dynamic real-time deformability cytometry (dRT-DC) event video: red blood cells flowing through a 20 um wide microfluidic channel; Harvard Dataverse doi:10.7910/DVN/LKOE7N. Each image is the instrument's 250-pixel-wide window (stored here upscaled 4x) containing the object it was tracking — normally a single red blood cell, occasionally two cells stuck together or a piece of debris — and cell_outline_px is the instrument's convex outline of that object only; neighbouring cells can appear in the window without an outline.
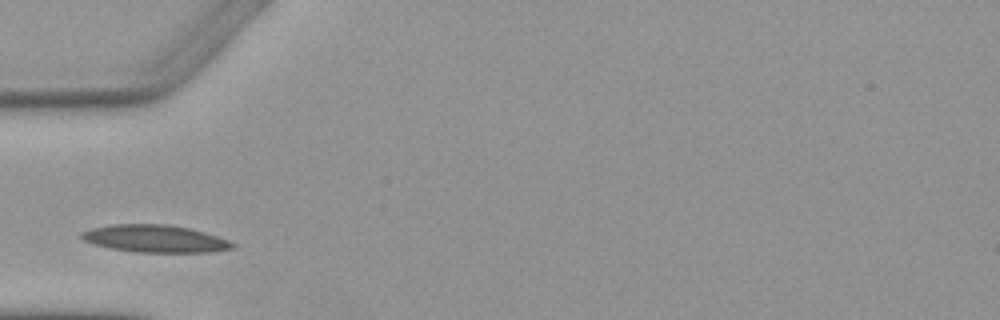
{"species": "Egyptian fruit bat (a non-hibernating species)", "species_latin": "Rousettus aegyptiacus", "temperature_condition": "warm", "stored_images_in_passage": 4, "camera_frame_rate_fps": 3000, "um_per_image_px": 0.085, "animal": {"sex": "female"}, "frame": {"image": 1, "passage_image": 1, "time_ms": 0.0, "image_size_px": [1000, 320], "cell_outline_px": [[236, 248], [208, 252], [136, 252], [108, 248], [92, 244], [84, 240], [80, 236], [80, 232], [92, 228], [112, 224], [168, 224], [188, 228], [204, 232], [228, 240], [236, 244]], "centroid_in_image_um": [13.15, 20.29], "position_along_channel_um": 71.8, "area_um2": 24.16}}
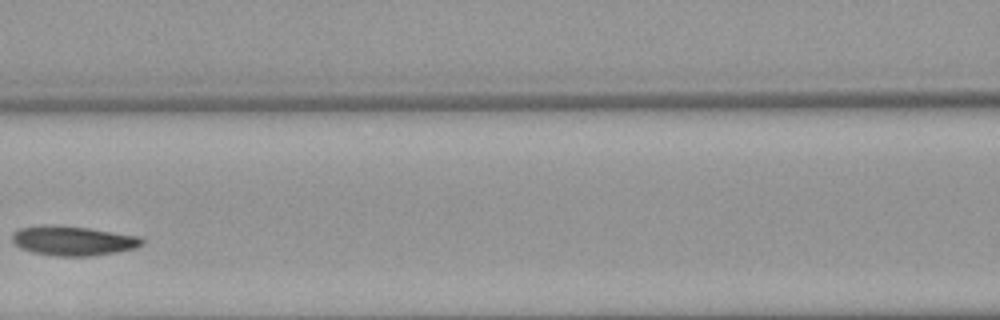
{"frame": {"image": 2, "passage_image": 3, "time_ms": 2.333, "image_size_px": [1000, 320], "cell_outline_px": [[144, 244], [136, 248], [116, 252], [92, 256], [56, 256], [32, 252], [20, 248], [12, 240], [12, 232], [20, 228], [40, 224], [52, 224], [88, 228], [140, 236], [144, 240]], "centroid_in_image_um": [6.2, 20.45], "position_along_channel_um": 160.4, "area_um2": 22.6}}
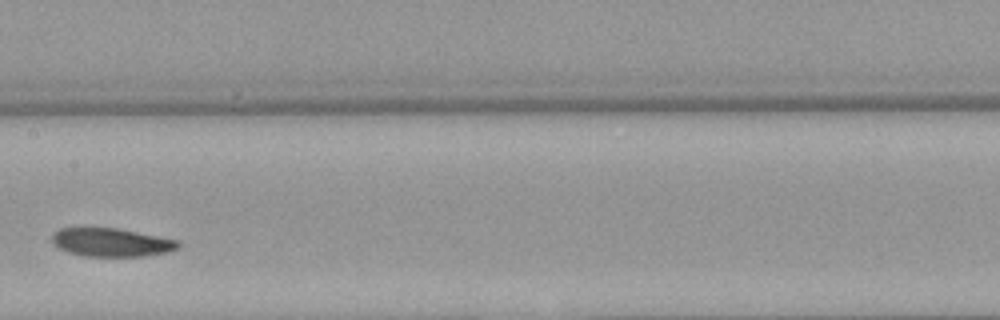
{"frame": {"image": 3, "passage_image": 4, "time_ms": 3.333, "image_size_px": [1000, 320], "cell_outline_px": [[180, 244], [176, 248], [168, 252], [144, 256], [84, 256], [68, 252], [60, 248], [52, 240], [52, 236], [60, 228], [120, 228], [180, 240]], "centroid_in_image_um": [9.52, 20.59], "position_along_channel_um": 197.9, "area_um2": 20.81}}